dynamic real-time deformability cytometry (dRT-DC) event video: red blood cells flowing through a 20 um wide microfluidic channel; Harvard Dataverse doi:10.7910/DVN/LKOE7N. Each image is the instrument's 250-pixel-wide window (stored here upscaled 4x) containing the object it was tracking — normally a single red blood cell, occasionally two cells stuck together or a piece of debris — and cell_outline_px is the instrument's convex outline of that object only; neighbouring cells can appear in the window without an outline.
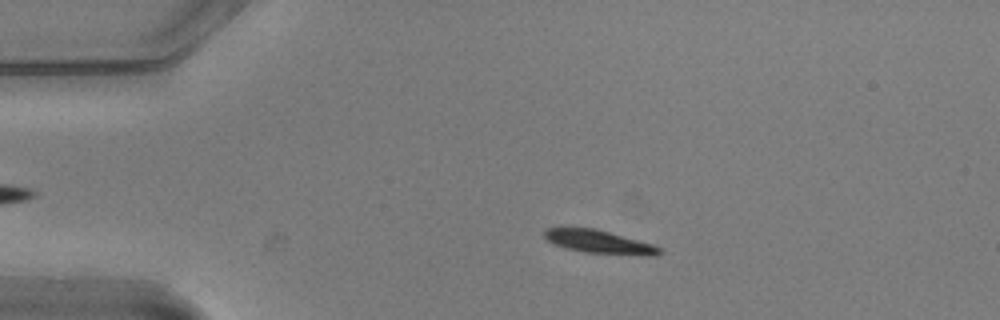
{"species": "common noctule bat (a hibernating species)", "species_latin": "Nyctalus noctula", "temperature_condition": "warm", "stored_images_in_passage": 54, "camera_frame_rate_fps": 3000, "um_per_image_px": 0.085, "animal": {"sex": "male", "body_mass_g": 20.5, "forearm_length_mm": 52.5}, "frame": {"image": 1, "passage_image": 11, "time_ms": 3.333, "image_size_px": [1000, 320], "cell_outline_px": [[664, 252], [656, 256], [640, 256], [584, 252], [564, 248], [552, 244], [544, 236], [544, 232], [548, 228], [596, 228], [652, 244], [660, 248]], "centroid_in_image_um": [50.97, 20.58], "position_along_channel_um": 34.0, "area_um2": 15.72}}
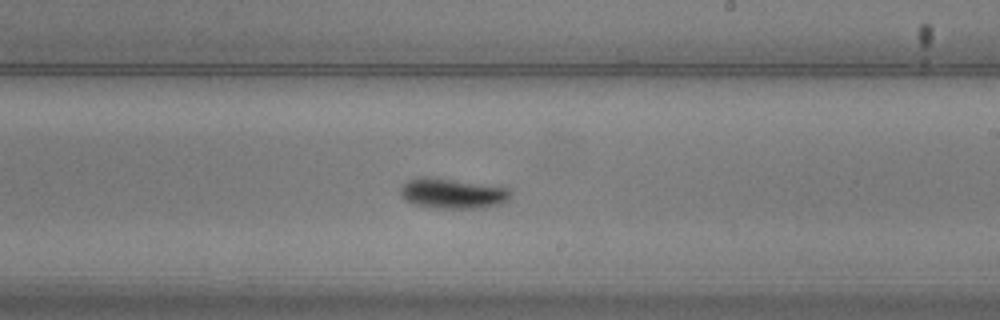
{"frame": {"image": 2, "passage_image": 32, "time_ms": 10.333, "image_size_px": [1000, 320], "cell_outline_px": [[508, 200], [504, 204], [484, 208], [440, 208], [412, 204], [404, 200], [400, 192], [400, 188], [408, 180], [416, 176], [428, 176], [508, 188]], "centroid_in_image_um": [38.41, 16.44], "position_along_channel_um": 250.6, "area_um2": 19.36}}
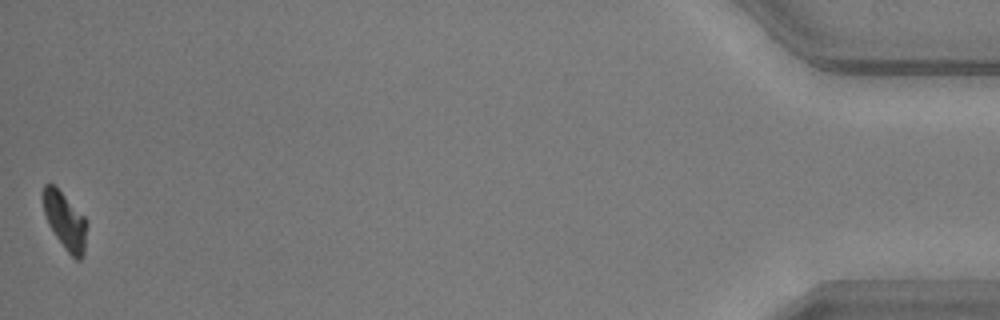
{"frame": {"image": 3, "passage_image": 54, "time_ms": 17.667, "image_size_px": [1000, 320], "cell_outline_px": [[88, 224], [84, 252], [80, 260], [76, 260], [64, 248], [48, 224], [44, 212], [44, 184], [52, 184], [88, 220]], "centroid_in_image_um": [5.57, 18.83], "position_along_channel_um": 429.6, "area_um2": 14.22}, "authors_computed_cell_mechanics": {"area_um2": 16.8776, "velocity_mm_per_s": 3.7229, "shape_relaxation_time_tau1_ms": 2.6388, "shape_relaxation_time_tau2_ms": 6.3333, "deformation_change_tau1": 0.1763, "deformation_change_tau2": 0.1043}}